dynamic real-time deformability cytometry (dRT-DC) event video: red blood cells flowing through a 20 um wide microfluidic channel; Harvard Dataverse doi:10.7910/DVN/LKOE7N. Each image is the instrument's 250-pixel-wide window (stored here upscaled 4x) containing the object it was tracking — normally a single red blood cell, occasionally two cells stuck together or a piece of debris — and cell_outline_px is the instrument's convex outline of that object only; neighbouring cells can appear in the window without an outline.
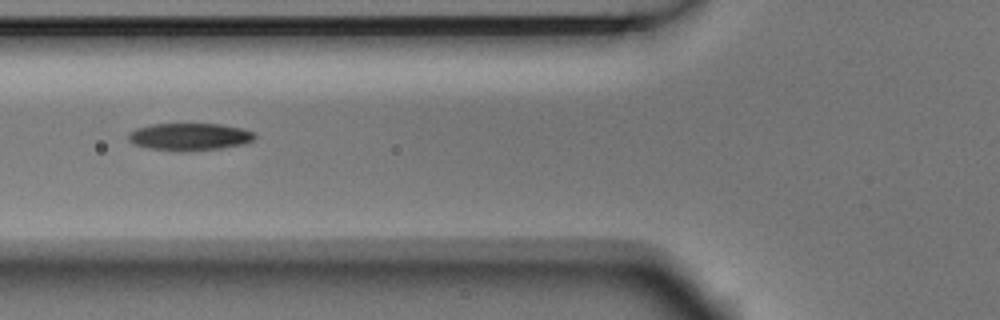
{"species": "Egyptian fruit bat (a non-hibernating species)", "species_latin": "Rousettus aegyptiacus", "temperature_condition": "room temperature", "stored_images_in_passage": 8, "camera_frame_rate_fps": 3000, "um_per_image_px": 0.085, "animal": {"sex": "male"}, "frame": {"image": 1, "passage_image": 6, "time_ms": 1.667, "image_size_px": [1000, 320], "cell_outline_px": [[256, 136], [252, 140], [244, 144], [220, 148], [184, 152], [180, 152], [148, 148], [132, 144], [128, 140], [128, 132], [136, 128], [152, 124], [220, 124], [240, 128], [252, 132]], "centroid_in_image_um": [16.05, 11.63], "position_along_channel_um": 109.8, "area_um2": 20.23}}
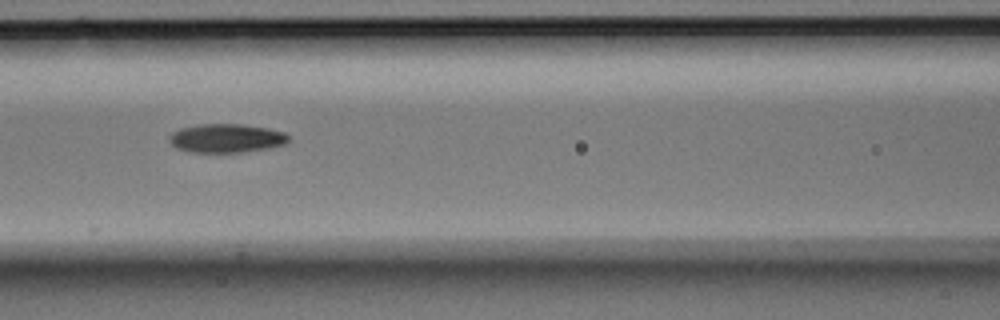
{"frame": {"image": 2, "passage_image": 7, "time_ms": 2.0, "image_size_px": [1000, 320], "cell_outline_px": [[288, 140], [284, 144], [268, 148], [244, 152], [188, 152], [176, 148], [168, 140], [168, 136], [172, 132], [180, 128], [196, 124], [244, 124], [268, 128], [284, 132], [288, 136]], "centroid_in_image_um": [19.19, 11.74], "position_along_channel_um": 147.4, "area_um2": 20.11}}
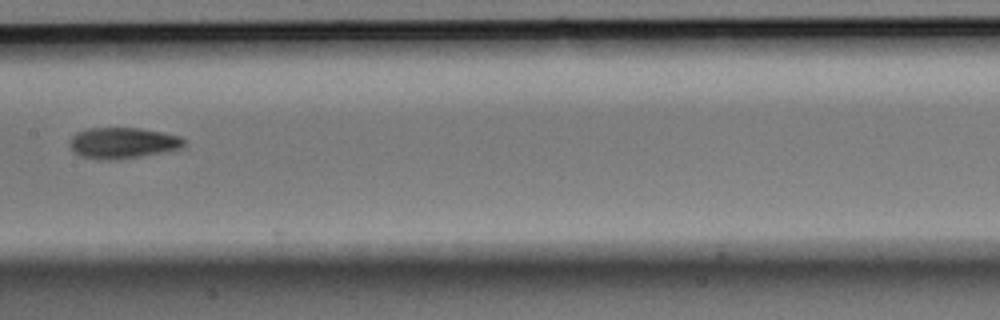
{"frame": {"image": 3, "passage_image": 8, "time_ms": 2.333, "image_size_px": [1000, 320], "cell_outline_px": [[184, 144], [180, 148], [164, 152], [120, 160], [96, 160], [80, 156], [72, 152], [68, 144], [72, 136], [76, 132], [88, 128], [140, 128], [180, 136], [184, 140]], "centroid_in_image_um": [10.36, 12.17], "position_along_channel_um": 197.0, "area_um2": 20.92}}